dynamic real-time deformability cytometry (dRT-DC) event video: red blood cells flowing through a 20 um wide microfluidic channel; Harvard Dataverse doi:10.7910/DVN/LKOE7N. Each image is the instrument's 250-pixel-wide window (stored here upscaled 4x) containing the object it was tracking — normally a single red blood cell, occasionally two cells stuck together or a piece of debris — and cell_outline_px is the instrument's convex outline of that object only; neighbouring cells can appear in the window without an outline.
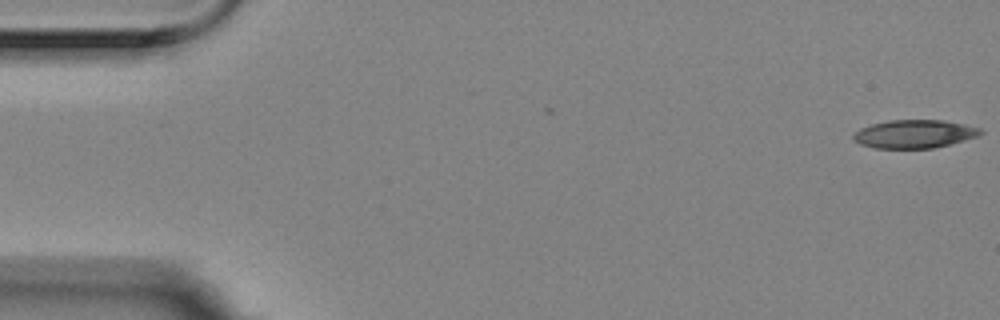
{"species": "Egyptian fruit bat (a non-hibernating species)", "species_latin": "Rousettus aegyptiacus", "temperature_condition": "room temperature", "stored_images_in_passage": 4, "camera_frame_rate_fps": 3000, "um_per_image_px": 0.085, "animal": {"sex": "female"}, "frame": {"image": 1, "passage_image": 1, "time_ms": 0.0, "image_size_px": [1000, 320], "cell_outline_px": [[984, 132], [976, 136], [948, 144], [932, 148], [876, 148], [860, 144], [852, 140], [852, 136], [860, 128], [872, 124], [888, 120], [940, 120], [964, 124], [980, 128]], "centroid_in_image_um": [77.67, 11.38], "position_along_channel_um": 7.3, "area_um2": 20.69}}